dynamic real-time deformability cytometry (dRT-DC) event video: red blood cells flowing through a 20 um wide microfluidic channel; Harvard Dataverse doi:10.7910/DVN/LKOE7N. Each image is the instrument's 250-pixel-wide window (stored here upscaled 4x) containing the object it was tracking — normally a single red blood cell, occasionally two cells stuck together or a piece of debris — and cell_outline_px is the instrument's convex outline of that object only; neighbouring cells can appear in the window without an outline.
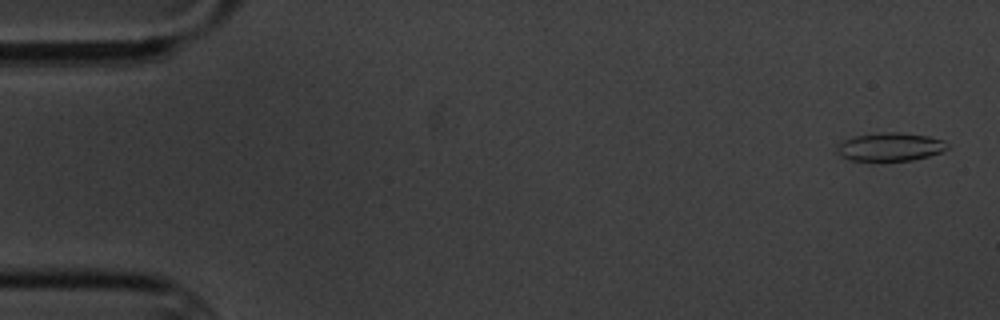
{"species": "common noctule bat (a hibernating species)", "species_latin": "Nyctalus noctula", "temperature_condition": "cold", "stored_images_in_passage": 6, "camera_frame_rate_fps": 3000, "um_per_image_px": 0.085, "animal": {"sex": "male", "body_mass_g": 20.1, "forearm_length_mm": 53.5}, "frame": {"image": 1, "passage_image": 1, "time_ms": 0.0, "image_size_px": [1000, 320], "cell_outline_px": [[948, 148], [944, 152], [912, 160], [848, 160], [840, 156], [836, 152], [836, 148], [844, 140], [852, 136], [880, 132], [900, 132], [928, 136], [944, 140], [948, 144]], "centroid_in_image_um": [75.67, 12.47], "position_along_channel_um": 9.3, "area_um2": 18.32}}
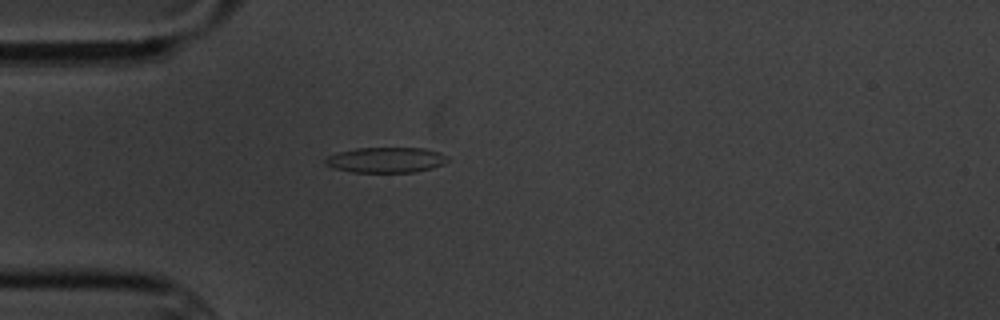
{"frame": {"image": 2, "passage_image": 5, "time_ms": 4.667, "image_size_px": [1000, 320], "cell_outline_px": [[448, 160], [444, 164], [432, 168], [416, 172], [352, 172], [332, 168], [324, 164], [324, 160], [328, 156], [340, 152], [356, 148], [424, 148], [440, 152], [448, 156]], "centroid_in_image_um": [32.82, 13.6], "position_along_channel_um": 52.2, "area_um2": 18.21}}